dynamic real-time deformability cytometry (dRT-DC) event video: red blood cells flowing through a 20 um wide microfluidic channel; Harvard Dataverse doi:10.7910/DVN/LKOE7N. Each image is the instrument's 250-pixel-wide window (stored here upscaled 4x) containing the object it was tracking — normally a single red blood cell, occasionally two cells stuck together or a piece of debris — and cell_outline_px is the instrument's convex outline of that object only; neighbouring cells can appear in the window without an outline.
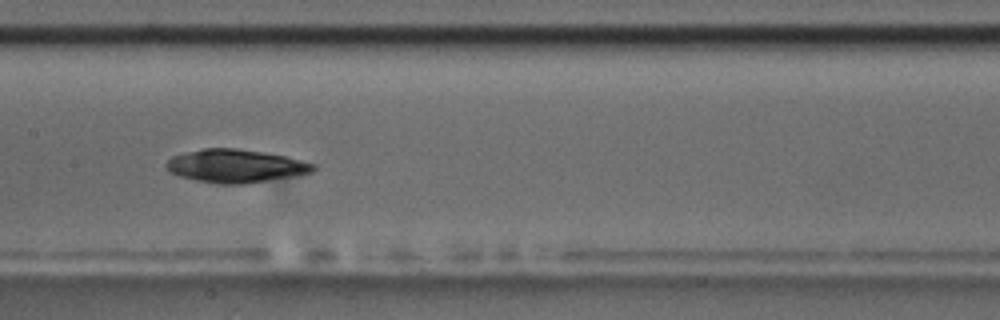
{"species": "common noctule bat (a hibernating species)", "species_latin": "Nyctalus noctula", "temperature_condition": "room temperature", "stored_images_in_passage": 9, "camera_frame_rate_fps": 3000, "um_per_image_px": 0.085, "animal": {"sex": "male", "body_mass_g": 17.5, "forearm_length_mm": 52.3}, "frame": {"image": 1, "passage_image": 8, "time_ms": 9.0, "image_size_px": [1000, 320], "cell_outline_px": [[316, 168], [312, 172], [292, 176], [244, 184], [220, 184], [196, 180], [180, 176], [168, 172], [164, 164], [172, 156], [184, 152], [204, 148], [236, 148], [264, 152], [284, 156], [316, 164]], "centroid_in_image_um": [19.98, 14.1], "position_along_channel_um": 187.4, "area_um2": 28.38}}
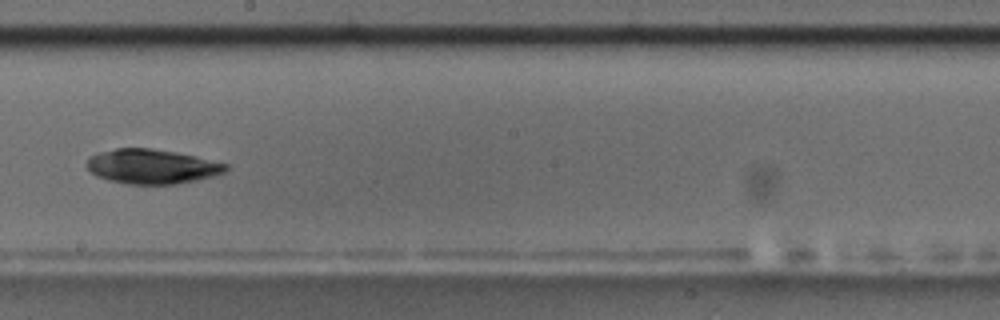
{"frame": {"image": 2, "passage_image": 9, "time_ms": 10.333, "image_size_px": [1000, 320], "cell_outline_px": [[228, 168], [224, 172], [212, 176], [196, 180], [176, 184], [128, 184], [108, 180], [96, 176], [84, 164], [88, 156], [96, 152], [116, 148], [152, 148], [176, 152], [228, 164]], "centroid_in_image_um": [12.84, 14.14], "position_along_channel_um": 235.4, "area_um2": 28.09}}